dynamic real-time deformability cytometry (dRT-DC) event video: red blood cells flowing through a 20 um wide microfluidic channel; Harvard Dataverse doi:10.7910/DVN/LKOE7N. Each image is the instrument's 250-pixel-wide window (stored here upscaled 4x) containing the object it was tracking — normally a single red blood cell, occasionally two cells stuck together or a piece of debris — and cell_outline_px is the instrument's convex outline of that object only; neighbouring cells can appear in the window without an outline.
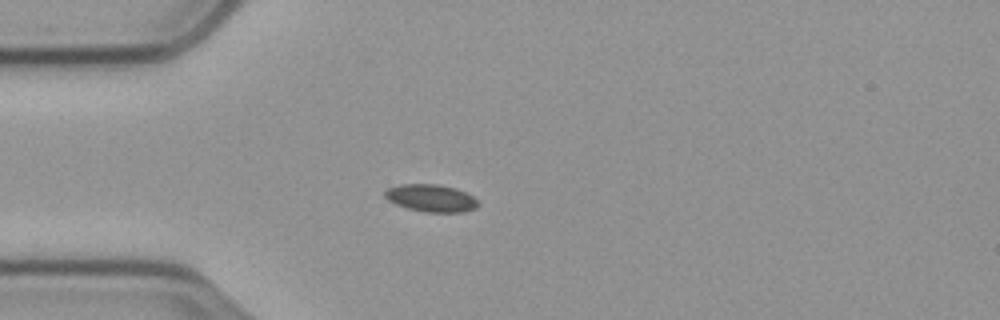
{"species": "common noctule bat (a hibernating species)", "species_latin": "Nyctalus noctula", "temperature_condition": "cold", "stored_images_in_passage": 44, "camera_frame_rate_fps": 3000, "um_per_image_px": 0.085, "animal": {"sex": "male", "body_mass_g": 23.1, "forearm_length_mm": 52.7}, "frame": {"image": 1, "passage_image": 1, "time_ms": 0.0, "image_size_px": [1000, 320], "cell_outline_px": [[480, 204], [476, 208], [464, 212], [424, 212], [408, 208], [396, 204], [388, 200], [384, 196], [384, 192], [388, 188], [400, 184], [436, 184], [456, 188], [472, 196]], "centroid_in_image_um": [36.64, 16.84], "position_along_channel_um": 48.4, "area_um2": 14.85}}
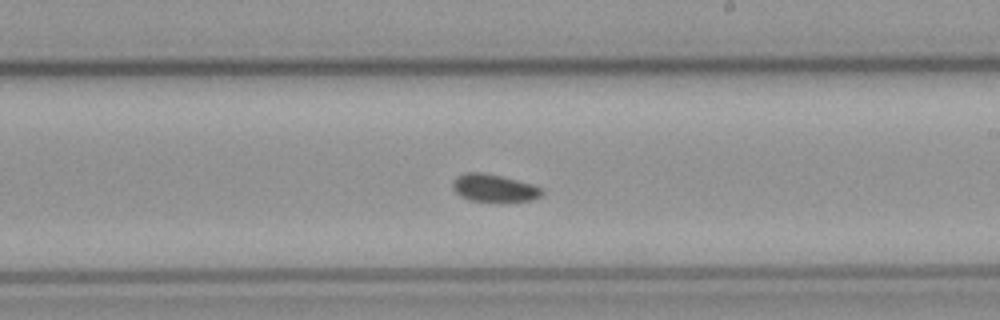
{"frame": {"image": 2, "passage_image": 19, "time_ms": 6.0, "image_size_px": [1000, 320], "cell_outline_px": [[544, 192], [540, 196], [532, 200], [468, 200], [460, 196], [452, 188], [452, 184], [456, 176], [464, 172], [484, 172], [504, 176], [532, 184], [540, 188]], "centroid_in_image_um": [41.95, 15.94], "position_along_channel_um": 247.1, "area_um2": 14.16}}
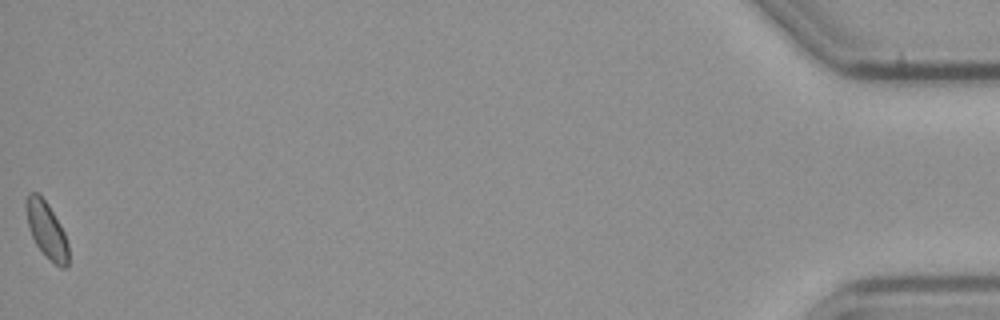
{"frame": {"image": 3, "passage_image": 44, "time_ms": 14.333, "image_size_px": [1000, 320], "cell_outline_px": [[68, 264], [64, 268], [60, 268], [36, 244], [32, 236], [28, 224], [28, 192], [36, 192], [44, 200], [60, 224], [64, 232], [68, 244]], "centroid_in_image_um": [4.0, 19.59], "position_along_channel_um": 431.2, "area_um2": 13.01}, "authors_computed_cell_mechanics": {"area_um2": 14.2188, "velocity_mm_per_s": 3.502, "shape_relaxation_time_tau1_ms": 3.0756, "shape_relaxation_time_tau2_ms": null, "deformation_change_tau1": 0.0452, "deformation_change_tau2": null}}